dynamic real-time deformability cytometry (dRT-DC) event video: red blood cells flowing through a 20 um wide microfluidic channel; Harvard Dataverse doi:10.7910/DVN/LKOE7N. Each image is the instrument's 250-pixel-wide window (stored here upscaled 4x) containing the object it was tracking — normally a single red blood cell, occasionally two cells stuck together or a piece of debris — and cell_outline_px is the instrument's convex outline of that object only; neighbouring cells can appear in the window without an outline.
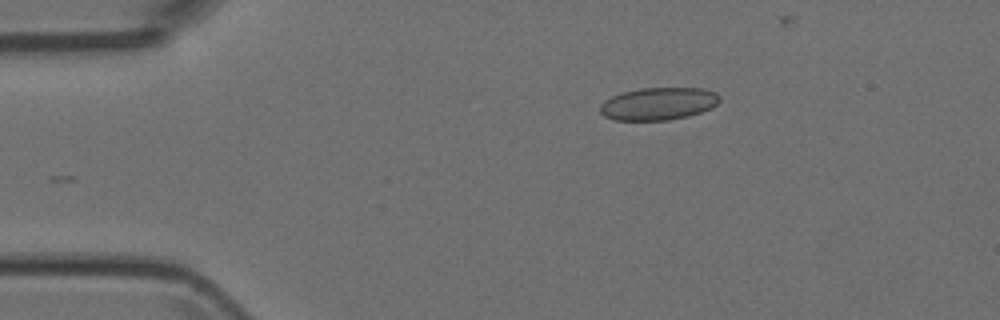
{"species": "Egyptian fruit bat (a non-hibernating species)", "species_latin": "Rousettus aegyptiacus", "temperature_condition": "room temperature", "stored_images_in_passage": 4, "camera_frame_rate_fps": 3000, "um_per_image_px": 0.085, "animal": {"sex": "female"}, "frame": {"image": 1, "passage_image": 4, "time_ms": 3.333, "image_size_px": [1000, 320], "cell_outline_px": [[720, 100], [712, 108], [688, 116], [668, 120], [616, 120], [604, 116], [600, 112], [600, 104], [604, 100], [620, 92], [640, 88], [704, 88], [716, 92], [720, 96]], "centroid_in_image_um": [55.96, 8.81], "position_along_channel_um": 29.0, "area_um2": 22.83}}